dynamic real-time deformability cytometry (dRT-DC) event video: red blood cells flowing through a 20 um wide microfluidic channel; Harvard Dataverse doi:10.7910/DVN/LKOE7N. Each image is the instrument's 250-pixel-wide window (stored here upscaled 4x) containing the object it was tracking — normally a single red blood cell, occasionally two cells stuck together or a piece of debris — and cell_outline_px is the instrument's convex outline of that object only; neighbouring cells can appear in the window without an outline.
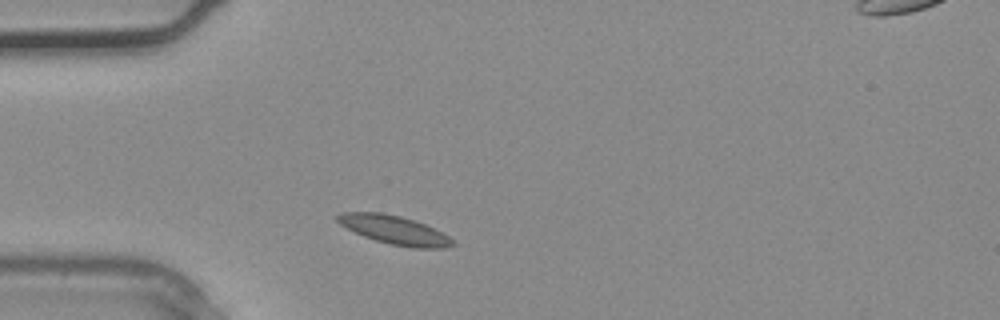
{"species": "common noctule bat (a hibernating species)", "species_latin": "Nyctalus noctula", "temperature_condition": "warm", "stored_images_in_passage": 1, "camera_frame_rate_fps": 3000, "um_per_image_px": 0.085, "animal": {"sex": "male", "body_mass_g": 20.4}, "frame": {"image": 1, "passage_image": 1, "time_ms": 0.0, "image_size_px": [1000, 320], "cell_outline_px": [[456, 244], [444, 248], [412, 248], [392, 244], [376, 240], [364, 236], [340, 224], [332, 216], [340, 212], [384, 212], [416, 220], [456, 240]], "centroid_in_image_um": [33.51, 19.53], "position_along_channel_um": 51.5, "area_um2": 19.25}}